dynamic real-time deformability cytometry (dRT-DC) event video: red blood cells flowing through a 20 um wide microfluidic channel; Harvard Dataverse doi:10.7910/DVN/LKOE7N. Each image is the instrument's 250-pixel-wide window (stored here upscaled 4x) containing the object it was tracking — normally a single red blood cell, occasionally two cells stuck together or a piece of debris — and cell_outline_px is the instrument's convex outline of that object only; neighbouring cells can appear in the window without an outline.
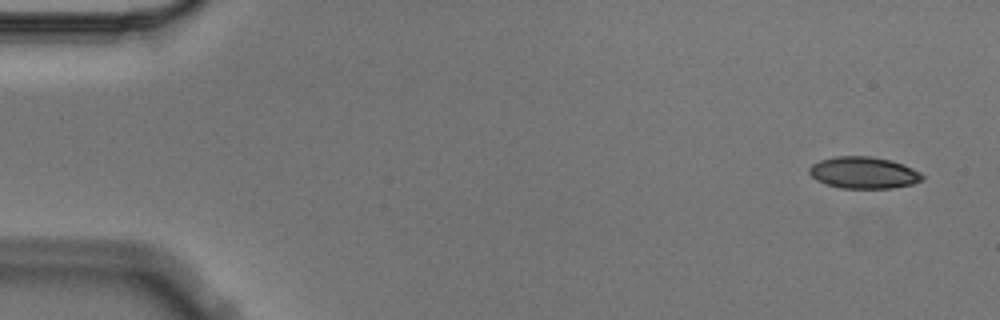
{"species": "Egyptian fruit bat (a non-hibernating species)", "species_latin": "Rousettus aegyptiacus", "temperature_condition": "cold", "stored_images_in_passage": 4, "camera_frame_rate_fps": 3000, "um_per_image_px": 0.085, "animal": {"sex": "male"}, "frame": {"image": 1, "passage_image": 1, "time_ms": 0.0, "image_size_px": [1000, 320], "cell_outline_px": [[924, 180], [912, 184], [892, 188], [840, 188], [816, 180], [808, 172], [808, 168], [812, 164], [820, 160], [836, 156], [872, 156], [892, 160], [904, 164], [920, 172], [924, 176]], "centroid_in_image_um": [73.43, 14.67], "position_along_channel_um": 11.6, "area_um2": 21.04}}
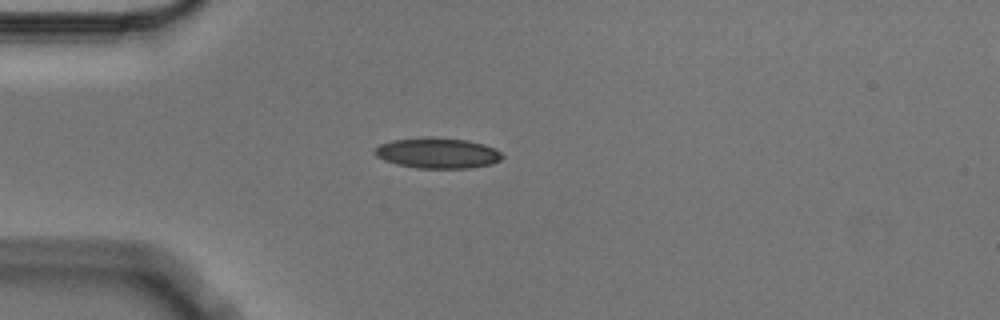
{"frame": {"image": 2, "passage_image": 4, "time_ms": 1.0, "image_size_px": [1000, 320], "cell_outline_px": [[504, 156], [500, 160], [492, 164], [468, 168], [416, 168], [396, 164], [384, 160], [376, 156], [372, 152], [380, 144], [392, 140], [428, 136], [468, 140], [484, 144], [500, 152]], "centroid_in_image_um": [37.17, 13.0], "position_along_channel_um": 47.8, "area_um2": 22.83}}